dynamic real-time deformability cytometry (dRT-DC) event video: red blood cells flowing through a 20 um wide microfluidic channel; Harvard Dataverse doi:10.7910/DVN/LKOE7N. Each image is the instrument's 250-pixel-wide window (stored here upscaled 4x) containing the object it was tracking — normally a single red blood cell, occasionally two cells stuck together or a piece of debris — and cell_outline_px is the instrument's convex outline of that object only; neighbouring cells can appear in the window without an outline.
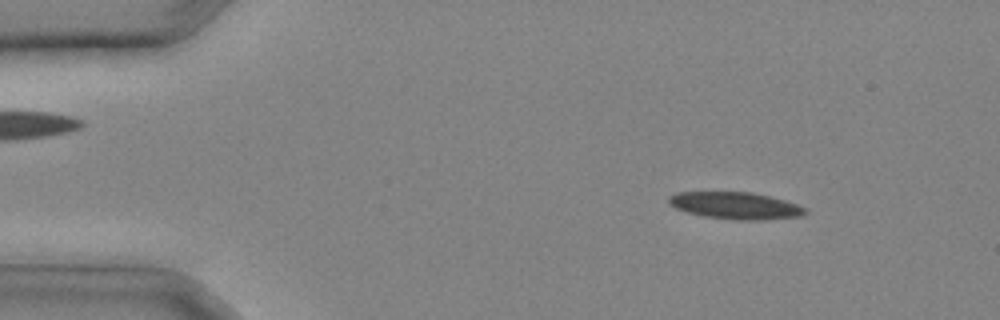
{"species": "common noctule bat (a hibernating species)", "species_latin": "Nyctalus noctula", "temperature_condition": "cold", "stored_images_in_passage": 30, "camera_frame_rate_fps": 3000, "um_per_image_px": 0.085, "animal": {"sex": "male", "body_mass_g": 20.4}, "frame": {"image": 1, "passage_image": 3, "time_ms": 0.667, "image_size_px": [1000, 320], "cell_outline_px": [[808, 212], [800, 216], [764, 220], [732, 220], [704, 216], [688, 212], [676, 208], [668, 204], [668, 196], [676, 192], [752, 192], [784, 200], [808, 208]], "centroid_in_image_um": [62.51, 17.48], "position_along_channel_um": 22.5, "area_um2": 21.56}}
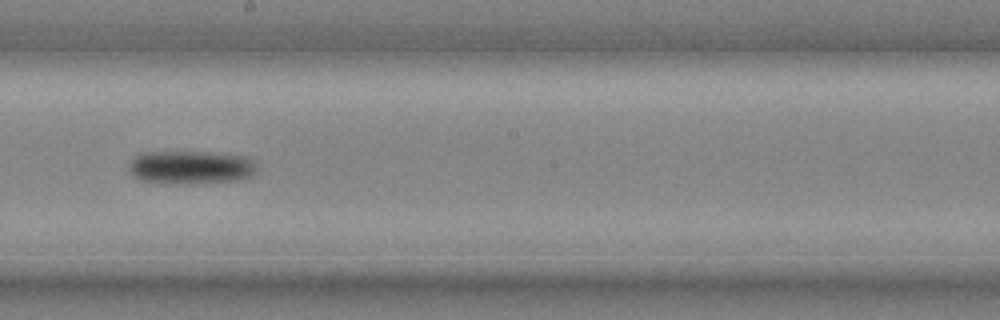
{"frame": {"image": 2, "passage_image": 17, "time_ms": 5.333, "image_size_px": [1000, 320], "cell_outline_px": [[256, 172], [252, 176], [240, 180], [192, 184], [164, 184], [136, 180], [128, 172], [128, 164], [132, 156], [136, 152], [208, 152], [252, 156], [256, 168]], "centroid_in_image_um": [16.15, 14.23], "position_along_channel_um": 232.0, "area_um2": 26.01}}
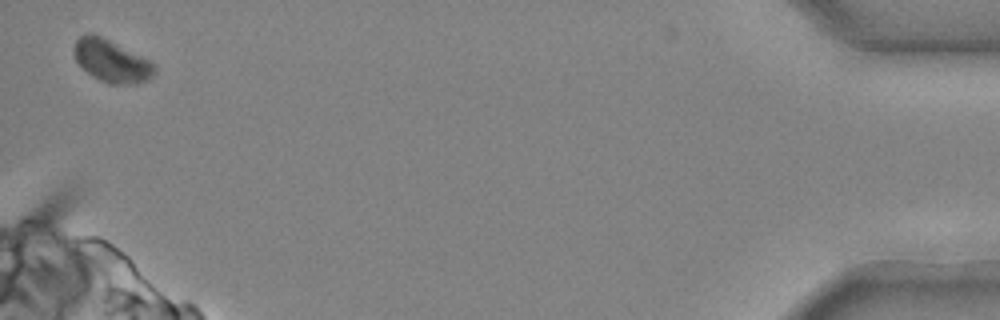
{"frame": {"image": 3, "passage_image": 30, "time_ms": 9.667, "image_size_px": [1000, 320], "cell_outline_px": [[156, 72], [148, 80], [136, 84], [108, 84], [92, 76], [76, 60], [72, 52], [72, 48], [76, 40], [80, 36], [100, 36], [156, 64]], "centroid_in_image_um": [9.49, 5.23], "position_along_channel_um": 425.7, "area_um2": 19.42}}